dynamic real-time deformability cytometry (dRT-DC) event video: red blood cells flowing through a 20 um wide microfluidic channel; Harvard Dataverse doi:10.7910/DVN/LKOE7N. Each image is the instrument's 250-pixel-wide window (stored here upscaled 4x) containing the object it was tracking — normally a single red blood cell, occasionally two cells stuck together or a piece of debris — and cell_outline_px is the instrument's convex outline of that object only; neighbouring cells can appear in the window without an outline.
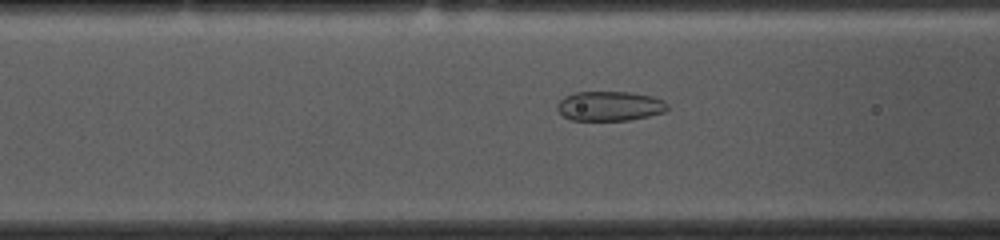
{"species": "common noctule bat (a hibernating species)", "species_latin": "Nyctalus noctula", "temperature_condition": "cold", "stored_images_in_passage": 50, "camera_frame_rate_fps": 3000, "um_per_image_px": 0.085, "animal": {"sex": "female", "body_mass_g": 10.0, "forearm_length_mm": 53.1}, "frame": {"image": 1, "passage_image": 19, "time_ms": 6.0, "image_size_px": [1000, 240], "cell_outline_px": [[668, 108], [664, 112], [648, 116], [628, 120], [572, 120], [564, 116], [556, 108], [556, 104], [564, 96], [576, 92], [628, 92], [652, 96], [664, 100], [668, 104]], "centroid_in_image_um": [51.82, 9.01], "position_along_channel_um": 114.8, "area_um2": 19.02}}
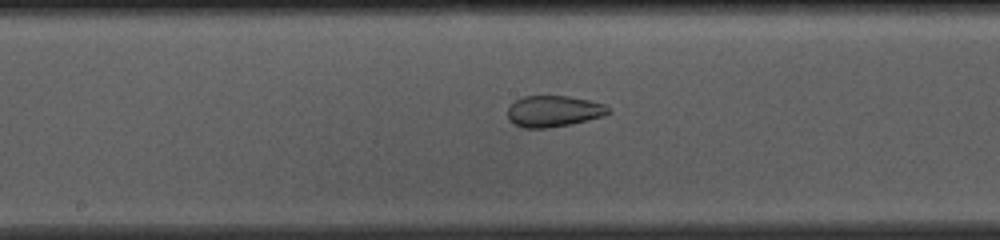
{"frame": {"image": 2, "passage_image": 26, "time_ms": 8.333, "image_size_px": [1000, 240], "cell_outline_px": [[612, 112], [604, 116], [588, 120], [548, 128], [524, 128], [508, 120], [508, 108], [516, 100], [524, 96], [568, 96], [588, 100], [604, 104]], "centroid_in_image_um": [47.06, 9.45], "position_along_channel_um": 201.1, "area_um2": 18.21}}
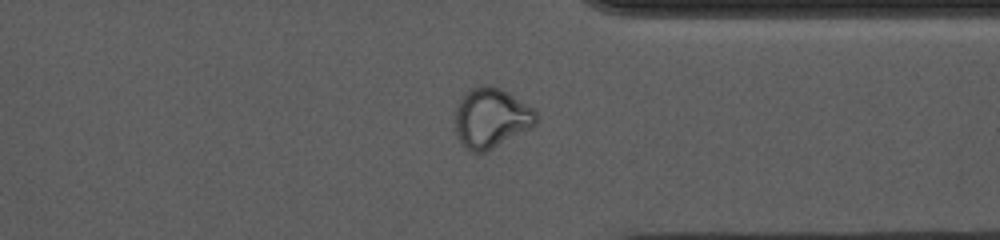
{"frame": {"image": 3, "passage_image": 40, "time_ms": 13.0, "image_size_px": [1000, 240], "cell_outline_px": [[536, 124], [532, 128], [484, 152], [472, 152], [456, 136], [456, 104], [464, 92], [480, 84], [488, 84], [500, 88], [508, 92], [536, 108]], "centroid_in_image_um": [41.76, 9.98], "position_along_channel_um": 369.6, "area_um2": 28.44}}